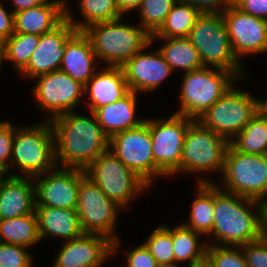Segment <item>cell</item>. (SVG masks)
I'll use <instances>...</instances> for the list:
<instances>
[{"mask_svg": "<svg viewBox=\"0 0 267 267\" xmlns=\"http://www.w3.org/2000/svg\"><path fill=\"white\" fill-rule=\"evenodd\" d=\"M221 14L238 61L242 56L267 52V20L247 14L234 4Z\"/></svg>", "mask_w": 267, "mask_h": 267, "instance_id": "cell-15", "label": "cell"}, {"mask_svg": "<svg viewBox=\"0 0 267 267\" xmlns=\"http://www.w3.org/2000/svg\"><path fill=\"white\" fill-rule=\"evenodd\" d=\"M119 12L123 15L130 10H136L141 5L142 0H115Z\"/></svg>", "mask_w": 267, "mask_h": 267, "instance_id": "cell-45", "label": "cell"}, {"mask_svg": "<svg viewBox=\"0 0 267 267\" xmlns=\"http://www.w3.org/2000/svg\"><path fill=\"white\" fill-rule=\"evenodd\" d=\"M75 31L76 28L65 18L53 30L42 34L37 48L20 74L34 79L38 75L59 70L65 43Z\"/></svg>", "mask_w": 267, "mask_h": 267, "instance_id": "cell-17", "label": "cell"}, {"mask_svg": "<svg viewBox=\"0 0 267 267\" xmlns=\"http://www.w3.org/2000/svg\"><path fill=\"white\" fill-rule=\"evenodd\" d=\"M4 240V241H3ZM40 241L36 212L0 220V242L31 247Z\"/></svg>", "mask_w": 267, "mask_h": 267, "instance_id": "cell-27", "label": "cell"}, {"mask_svg": "<svg viewBox=\"0 0 267 267\" xmlns=\"http://www.w3.org/2000/svg\"><path fill=\"white\" fill-rule=\"evenodd\" d=\"M188 267H212L208 260L205 258L203 261L188 265Z\"/></svg>", "mask_w": 267, "mask_h": 267, "instance_id": "cell-50", "label": "cell"}, {"mask_svg": "<svg viewBox=\"0 0 267 267\" xmlns=\"http://www.w3.org/2000/svg\"><path fill=\"white\" fill-rule=\"evenodd\" d=\"M257 113L267 119V100H256Z\"/></svg>", "mask_w": 267, "mask_h": 267, "instance_id": "cell-47", "label": "cell"}, {"mask_svg": "<svg viewBox=\"0 0 267 267\" xmlns=\"http://www.w3.org/2000/svg\"><path fill=\"white\" fill-rule=\"evenodd\" d=\"M14 13L0 3V35L8 39L14 34Z\"/></svg>", "mask_w": 267, "mask_h": 267, "instance_id": "cell-43", "label": "cell"}, {"mask_svg": "<svg viewBox=\"0 0 267 267\" xmlns=\"http://www.w3.org/2000/svg\"><path fill=\"white\" fill-rule=\"evenodd\" d=\"M205 258L212 267H247L241 246H221L207 243Z\"/></svg>", "mask_w": 267, "mask_h": 267, "instance_id": "cell-36", "label": "cell"}, {"mask_svg": "<svg viewBox=\"0 0 267 267\" xmlns=\"http://www.w3.org/2000/svg\"><path fill=\"white\" fill-rule=\"evenodd\" d=\"M230 141L195 120L188 128L182 147L179 173L223 172Z\"/></svg>", "mask_w": 267, "mask_h": 267, "instance_id": "cell-9", "label": "cell"}, {"mask_svg": "<svg viewBox=\"0 0 267 267\" xmlns=\"http://www.w3.org/2000/svg\"><path fill=\"white\" fill-rule=\"evenodd\" d=\"M233 86L198 119L230 142L257 113V99Z\"/></svg>", "mask_w": 267, "mask_h": 267, "instance_id": "cell-11", "label": "cell"}, {"mask_svg": "<svg viewBox=\"0 0 267 267\" xmlns=\"http://www.w3.org/2000/svg\"><path fill=\"white\" fill-rule=\"evenodd\" d=\"M253 205L257 210L254 213ZM208 236L222 246H242L260 239V206L255 200L228 193L214 184V221Z\"/></svg>", "mask_w": 267, "mask_h": 267, "instance_id": "cell-2", "label": "cell"}, {"mask_svg": "<svg viewBox=\"0 0 267 267\" xmlns=\"http://www.w3.org/2000/svg\"><path fill=\"white\" fill-rule=\"evenodd\" d=\"M158 39L166 42L158 49L173 71L179 68L186 73L203 68L198 51L187 37Z\"/></svg>", "mask_w": 267, "mask_h": 267, "instance_id": "cell-28", "label": "cell"}, {"mask_svg": "<svg viewBox=\"0 0 267 267\" xmlns=\"http://www.w3.org/2000/svg\"><path fill=\"white\" fill-rule=\"evenodd\" d=\"M187 38L198 51L203 67L211 65L237 77L242 75L241 62L233 53L221 13H200Z\"/></svg>", "mask_w": 267, "mask_h": 267, "instance_id": "cell-5", "label": "cell"}, {"mask_svg": "<svg viewBox=\"0 0 267 267\" xmlns=\"http://www.w3.org/2000/svg\"><path fill=\"white\" fill-rule=\"evenodd\" d=\"M11 164L17 165L22 172V175L11 176L30 178L43 175L59 166L56 161L55 135L50 121L24 128L16 126Z\"/></svg>", "mask_w": 267, "mask_h": 267, "instance_id": "cell-3", "label": "cell"}, {"mask_svg": "<svg viewBox=\"0 0 267 267\" xmlns=\"http://www.w3.org/2000/svg\"><path fill=\"white\" fill-rule=\"evenodd\" d=\"M200 235L202 234L185 225H178L172 229L175 263L188 260V265H191L205 259L207 241L200 243L198 239Z\"/></svg>", "mask_w": 267, "mask_h": 267, "instance_id": "cell-31", "label": "cell"}, {"mask_svg": "<svg viewBox=\"0 0 267 267\" xmlns=\"http://www.w3.org/2000/svg\"><path fill=\"white\" fill-rule=\"evenodd\" d=\"M151 44L152 41L121 66L130 91L150 92L173 72L159 49L152 53H144Z\"/></svg>", "mask_w": 267, "mask_h": 267, "instance_id": "cell-18", "label": "cell"}, {"mask_svg": "<svg viewBox=\"0 0 267 267\" xmlns=\"http://www.w3.org/2000/svg\"><path fill=\"white\" fill-rule=\"evenodd\" d=\"M129 91L124 71L120 66H108L100 72L97 71L84 86V94H89L90 97V112L120 100Z\"/></svg>", "mask_w": 267, "mask_h": 267, "instance_id": "cell-22", "label": "cell"}, {"mask_svg": "<svg viewBox=\"0 0 267 267\" xmlns=\"http://www.w3.org/2000/svg\"><path fill=\"white\" fill-rule=\"evenodd\" d=\"M158 267H180L178 266V263H164V264H159Z\"/></svg>", "mask_w": 267, "mask_h": 267, "instance_id": "cell-51", "label": "cell"}, {"mask_svg": "<svg viewBox=\"0 0 267 267\" xmlns=\"http://www.w3.org/2000/svg\"><path fill=\"white\" fill-rule=\"evenodd\" d=\"M194 121L177 114L167 119L149 120L154 163L164 176L179 172L186 132Z\"/></svg>", "mask_w": 267, "mask_h": 267, "instance_id": "cell-13", "label": "cell"}, {"mask_svg": "<svg viewBox=\"0 0 267 267\" xmlns=\"http://www.w3.org/2000/svg\"><path fill=\"white\" fill-rule=\"evenodd\" d=\"M137 94L129 91L120 100L98 108L94 114L105 135L110 139L117 133L140 126L146 119H136Z\"/></svg>", "mask_w": 267, "mask_h": 267, "instance_id": "cell-24", "label": "cell"}, {"mask_svg": "<svg viewBox=\"0 0 267 267\" xmlns=\"http://www.w3.org/2000/svg\"><path fill=\"white\" fill-rule=\"evenodd\" d=\"M197 198L192 202L190 219L186 227L202 235H209L214 221V183L204 177L197 182Z\"/></svg>", "mask_w": 267, "mask_h": 267, "instance_id": "cell-26", "label": "cell"}, {"mask_svg": "<svg viewBox=\"0 0 267 267\" xmlns=\"http://www.w3.org/2000/svg\"><path fill=\"white\" fill-rule=\"evenodd\" d=\"M120 208L81 169L76 212L82 231L107 237L113 242V254L120 245L118 236L114 234Z\"/></svg>", "mask_w": 267, "mask_h": 267, "instance_id": "cell-7", "label": "cell"}, {"mask_svg": "<svg viewBox=\"0 0 267 267\" xmlns=\"http://www.w3.org/2000/svg\"><path fill=\"white\" fill-rule=\"evenodd\" d=\"M66 18V0L46 3L14 13V33L39 35L57 27Z\"/></svg>", "mask_w": 267, "mask_h": 267, "instance_id": "cell-23", "label": "cell"}, {"mask_svg": "<svg viewBox=\"0 0 267 267\" xmlns=\"http://www.w3.org/2000/svg\"><path fill=\"white\" fill-rule=\"evenodd\" d=\"M64 243L52 267H100L113 255V242L98 234H83Z\"/></svg>", "mask_w": 267, "mask_h": 267, "instance_id": "cell-19", "label": "cell"}, {"mask_svg": "<svg viewBox=\"0 0 267 267\" xmlns=\"http://www.w3.org/2000/svg\"><path fill=\"white\" fill-rule=\"evenodd\" d=\"M90 114L92 119L72 111L50 121L55 135L57 164L85 170L97 157L109 150V138L94 112Z\"/></svg>", "mask_w": 267, "mask_h": 267, "instance_id": "cell-1", "label": "cell"}, {"mask_svg": "<svg viewBox=\"0 0 267 267\" xmlns=\"http://www.w3.org/2000/svg\"><path fill=\"white\" fill-rule=\"evenodd\" d=\"M230 144L245 154H267V119L256 113Z\"/></svg>", "mask_w": 267, "mask_h": 267, "instance_id": "cell-32", "label": "cell"}, {"mask_svg": "<svg viewBox=\"0 0 267 267\" xmlns=\"http://www.w3.org/2000/svg\"><path fill=\"white\" fill-rule=\"evenodd\" d=\"M6 42L7 39L0 35V66L6 60Z\"/></svg>", "mask_w": 267, "mask_h": 267, "instance_id": "cell-48", "label": "cell"}, {"mask_svg": "<svg viewBox=\"0 0 267 267\" xmlns=\"http://www.w3.org/2000/svg\"><path fill=\"white\" fill-rule=\"evenodd\" d=\"M15 5V8L12 10L13 13L19 12L21 10L34 8L46 3L48 0H11Z\"/></svg>", "mask_w": 267, "mask_h": 267, "instance_id": "cell-44", "label": "cell"}, {"mask_svg": "<svg viewBox=\"0 0 267 267\" xmlns=\"http://www.w3.org/2000/svg\"><path fill=\"white\" fill-rule=\"evenodd\" d=\"M143 243L149 249L158 265L175 262L172 228L166 225L158 226Z\"/></svg>", "mask_w": 267, "mask_h": 267, "instance_id": "cell-35", "label": "cell"}, {"mask_svg": "<svg viewBox=\"0 0 267 267\" xmlns=\"http://www.w3.org/2000/svg\"><path fill=\"white\" fill-rule=\"evenodd\" d=\"M39 41V35L14 33L6 42V60L14 63L16 70L21 72L27 66Z\"/></svg>", "mask_w": 267, "mask_h": 267, "instance_id": "cell-33", "label": "cell"}, {"mask_svg": "<svg viewBox=\"0 0 267 267\" xmlns=\"http://www.w3.org/2000/svg\"><path fill=\"white\" fill-rule=\"evenodd\" d=\"M35 212L40 240L53 235L68 241L84 234L76 209L36 206Z\"/></svg>", "mask_w": 267, "mask_h": 267, "instance_id": "cell-25", "label": "cell"}, {"mask_svg": "<svg viewBox=\"0 0 267 267\" xmlns=\"http://www.w3.org/2000/svg\"><path fill=\"white\" fill-rule=\"evenodd\" d=\"M35 208L33 178L6 175L0 185V220L31 214Z\"/></svg>", "mask_w": 267, "mask_h": 267, "instance_id": "cell-21", "label": "cell"}, {"mask_svg": "<svg viewBox=\"0 0 267 267\" xmlns=\"http://www.w3.org/2000/svg\"><path fill=\"white\" fill-rule=\"evenodd\" d=\"M222 173L224 191L256 200L267 181V154L241 153L230 144Z\"/></svg>", "mask_w": 267, "mask_h": 267, "instance_id": "cell-10", "label": "cell"}, {"mask_svg": "<svg viewBox=\"0 0 267 267\" xmlns=\"http://www.w3.org/2000/svg\"><path fill=\"white\" fill-rule=\"evenodd\" d=\"M178 0H142L139 6V25L150 35H154L163 25L166 16Z\"/></svg>", "mask_w": 267, "mask_h": 267, "instance_id": "cell-34", "label": "cell"}, {"mask_svg": "<svg viewBox=\"0 0 267 267\" xmlns=\"http://www.w3.org/2000/svg\"><path fill=\"white\" fill-rule=\"evenodd\" d=\"M234 5L247 14L267 20V0H234Z\"/></svg>", "mask_w": 267, "mask_h": 267, "instance_id": "cell-42", "label": "cell"}, {"mask_svg": "<svg viewBox=\"0 0 267 267\" xmlns=\"http://www.w3.org/2000/svg\"><path fill=\"white\" fill-rule=\"evenodd\" d=\"M34 79L37 82L32 93L40 108L50 112L48 121L72 112L84 96V85L61 70L41 74Z\"/></svg>", "mask_w": 267, "mask_h": 267, "instance_id": "cell-14", "label": "cell"}, {"mask_svg": "<svg viewBox=\"0 0 267 267\" xmlns=\"http://www.w3.org/2000/svg\"><path fill=\"white\" fill-rule=\"evenodd\" d=\"M194 6L200 13H222L234 4V0H181Z\"/></svg>", "mask_w": 267, "mask_h": 267, "instance_id": "cell-41", "label": "cell"}, {"mask_svg": "<svg viewBox=\"0 0 267 267\" xmlns=\"http://www.w3.org/2000/svg\"><path fill=\"white\" fill-rule=\"evenodd\" d=\"M33 181L36 206L76 209L81 169L69 167L61 169L57 166L55 169L33 178Z\"/></svg>", "mask_w": 267, "mask_h": 267, "instance_id": "cell-16", "label": "cell"}, {"mask_svg": "<svg viewBox=\"0 0 267 267\" xmlns=\"http://www.w3.org/2000/svg\"><path fill=\"white\" fill-rule=\"evenodd\" d=\"M200 12L192 5L178 0L166 16L161 28L151 36L156 38L188 37Z\"/></svg>", "mask_w": 267, "mask_h": 267, "instance_id": "cell-29", "label": "cell"}, {"mask_svg": "<svg viewBox=\"0 0 267 267\" xmlns=\"http://www.w3.org/2000/svg\"><path fill=\"white\" fill-rule=\"evenodd\" d=\"M26 247L0 242V267H31L32 256Z\"/></svg>", "mask_w": 267, "mask_h": 267, "instance_id": "cell-37", "label": "cell"}, {"mask_svg": "<svg viewBox=\"0 0 267 267\" xmlns=\"http://www.w3.org/2000/svg\"><path fill=\"white\" fill-rule=\"evenodd\" d=\"M109 150L149 186L157 175H164L154 163L148 119L140 126L112 136Z\"/></svg>", "mask_w": 267, "mask_h": 267, "instance_id": "cell-12", "label": "cell"}, {"mask_svg": "<svg viewBox=\"0 0 267 267\" xmlns=\"http://www.w3.org/2000/svg\"><path fill=\"white\" fill-rule=\"evenodd\" d=\"M261 234L267 238V203L261 207Z\"/></svg>", "mask_w": 267, "mask_h": 267, "instance_id": "cell-46", "label": "cell"}, {"mask_svg": "<svg viewBox=\"0 0 267 267\" xmlns=\"http://www.w3.org/2000/svg\"><path fill=\"white\" fill-rule=\"evenodd\" d=\"M180 108L174 114L198 120L238 78L233 72L203 67L183 75Z\"/></svg>", "mask_w": 267, "mask_h": 267, "instance_id": "cell-6", "label": "cell"}, {"mask_svg": "<svg viewBox=\"0 0 267 267\" xmlns=\"http://www.w3.org/2000/svg\"><path fill=\"white\" fill-rule=\"evenodd\" d=\"M122 18L96 23L83 30L97 59L108 66L121 67L151 42V36L140 25L123 24Z\"/></svg>", "mask_w": 267, "mask_h": 267, "instance_id": "cell-4", "label": "cell"}, {"mask_svg": "<svg viewBox=\"0 0 267 267\" xmlns=\"http://www.w3.org/2000/svg\"><path fill=\"white\" fill-rule=\"evenodd\" d=\"M84 171L121 209L127 207L137 194H142L150 187L110 150L97 157Z\"/></svg>", "mask_w": 267, "mask_h": 267, "instance_id": "cell-8", "label": "cell"}, {"mask_svg": "<svg viewBox=\"0 0 267 267\" xmlns=\"http://www.w3.org/2000/svg\"><path fill=\"white\" fill-rule=\"evenodd\" d=\"M247 267H267V238L241 246Z\"/></svg>", "mask_w": 267, "mask_h": 267, "instance_id": "cell-39", "label": "cell"}, {"mask_svg": "<svg viewBox=\"0 0 267 267\" xmlns=\"http://www.w3.org/2000/svg\"><path fill=\"white\" fill-rule=\"evenodd\" d=\"M126 267H158V263L143 243L129 251Z\"/></svg>", "mask_w": 267, "mask_h": 267, "instance_id": "cell-40", "label": "cell"}, {"mask_svg": "<svg viewBox=\"0 0 267 267\" xmlns=\"http://www.w3.org/2000/svg\"><path fill=\"white\" fill-rule=\"evenodd\" d=\"M97 56L84 31H75L66 41L60 69L72 79L86 85L97 72Z\"/></svg>", "mask_w": 267, "mask_h": 267, "instance_id": "cell-20", "label": "cell"}, {"mask_svg": "<svg viewBox=\"0 0 267 267\" xmlns=\"http://www.w3.org/2000/svg\"><path fill=\"white\" fill-rule=\"evenodd\" d=\"M6 176V174L4 172H0V185H1V181L2 179Z\"/></svg>", "mask_w": 267, "mask_h": 267, "instance_id": "cell-52", "label": "cell"}, {"mask_svg": "<svg viewBox=\"0 0 267 267\" xmlns=\"http://www.w3.org/2000/svg\"><path fill=\"white\" fill-rule=\"evenodd\" d=\"M16 126L10 122H0V172L8 174Z\"/></svg>", "mask_w": 267, "mask_h": 267, "instance_id": "cell-38", "label": "cell"}, {"mask_svg": "<svg viewBox=\"0 0 267 267\" xmlns=\"http://www.w3.org/2000/svg\"><path fill=\"white\" fill-rule=\"evenodd\" d=\"M79 6L84 22L75 21L66 4V18L77 31H83L88 26L96 23L108 22L123 17L116 6L115 0H79Z\"/></svg>", "mask_w": 267, "mask_h": 267, "instance_id": "cell-30", "label": "cell"}, {"mask_svg": "<svg viewBox=\"0 0 267 267\" xmlns=\"http://www.w3.org/2000/svg\"><path fill=\"white\" fill-rule=\"evenodd\" d=\"M260 208L267 203V181L261 195L255 200Z\"/></svg>", "mask_w": 267, "mask_h": 267, "instance_id": "cell-49", "label": "cell"}]
</instances>
